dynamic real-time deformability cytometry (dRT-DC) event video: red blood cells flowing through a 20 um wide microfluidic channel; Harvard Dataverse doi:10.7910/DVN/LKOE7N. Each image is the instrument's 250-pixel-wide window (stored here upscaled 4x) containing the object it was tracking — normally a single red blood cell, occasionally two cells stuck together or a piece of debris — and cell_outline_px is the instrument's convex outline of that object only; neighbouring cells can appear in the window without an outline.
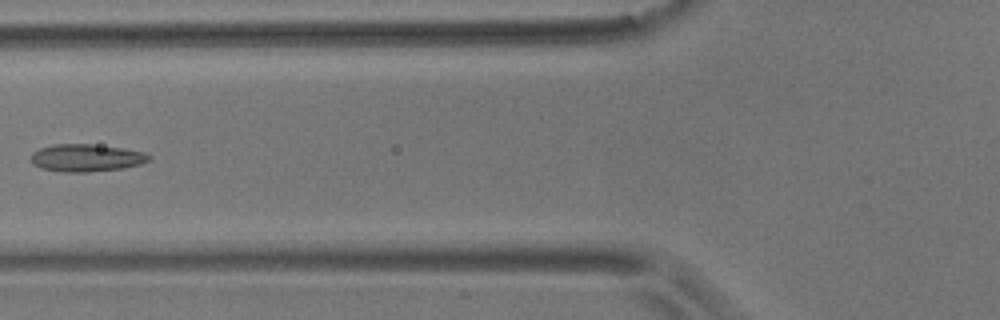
{"species": "common noctule bat (a hibernating species)", "species_latin": "Nyctalus noctula", "temperature_condition": "room temperature", "stored_images_in_passage": 5, "camera_frame_rate_fps": 3000, "um_per_image_px": 0.085, "animal": {"sex": "male", "body_mass_g": 17.9}, "frame": {"image": 1, "passage_image": 5, "time_ms": 1.333, "image_size_px": [1000, 320], "cell_outline_px": [[152, 160], [140, 164], [124, 168], [88, 172], [60, 172], [40, 168], [32, 164], [28, 160], [32, 152], [40, 148], [52, 144], [92, 144], [120, 148], [144, 152], [152, 156]], "centroid_in_image_um": [7.29, 13.42], "position_along_channel_um": 118.5, "area_um2": 19.19}}